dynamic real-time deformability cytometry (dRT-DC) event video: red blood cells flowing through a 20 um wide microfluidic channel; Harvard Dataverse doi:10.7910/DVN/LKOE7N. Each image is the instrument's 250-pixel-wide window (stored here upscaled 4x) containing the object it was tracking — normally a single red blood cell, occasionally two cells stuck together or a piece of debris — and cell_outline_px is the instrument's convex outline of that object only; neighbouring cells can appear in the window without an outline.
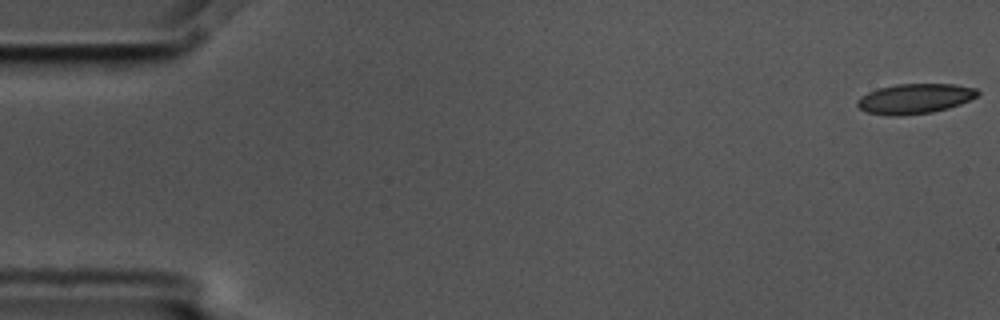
{"species": "common noctule bat (a hibernating species)", "species_latin": "Nyctalus noctula", "temperature_condition": "cold", "stored_images_in_passage": 6, "camera_frame_rate_fps": 3000, "um_per_image_px": 0.085, "animal": {"sex": "male", "body_mass_g": 17.5, "forearm_length_mm": 52.3}, "frame": {"image": 1, "passage_image": 1, "time_ms": 0.0, "image_size_px": [1000, 320], "cell_outline_px": [[980, 92], [976, 96], [960, 104], [948, 108], [932, 112], [896, 116], [888, 116], [868, 112], [860, 108], [856, 104], [856, 100], [860, 96], [876, 88], [896, 84], [956, 84], [976, 88]], "centroid_in_image_um": [77.73, 8.38], "position_along_channel_um": 7.3, "area_um2": 21.1}}
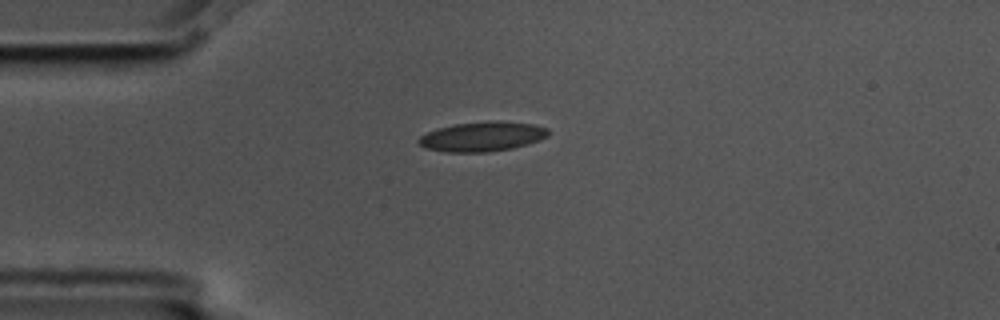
{"frame": {"image": 2, "passage_image": 4, "time_ms": 1.0, "image_size_px": [1000, 320], "cell_outline_px": [[548, 136], [540, 140], [528, 144], [512, 148], [488, 152], [444, 152], [424, 148], [416, 140], [420, 136], [436, 128], [456, 124], [488, 120], [500, 120], [536, 124], [548, 128]], "centroid_in_image_um": [41.0, 11.59], "position_along_channel_um": 44.0, "area_um2": 22.77}}